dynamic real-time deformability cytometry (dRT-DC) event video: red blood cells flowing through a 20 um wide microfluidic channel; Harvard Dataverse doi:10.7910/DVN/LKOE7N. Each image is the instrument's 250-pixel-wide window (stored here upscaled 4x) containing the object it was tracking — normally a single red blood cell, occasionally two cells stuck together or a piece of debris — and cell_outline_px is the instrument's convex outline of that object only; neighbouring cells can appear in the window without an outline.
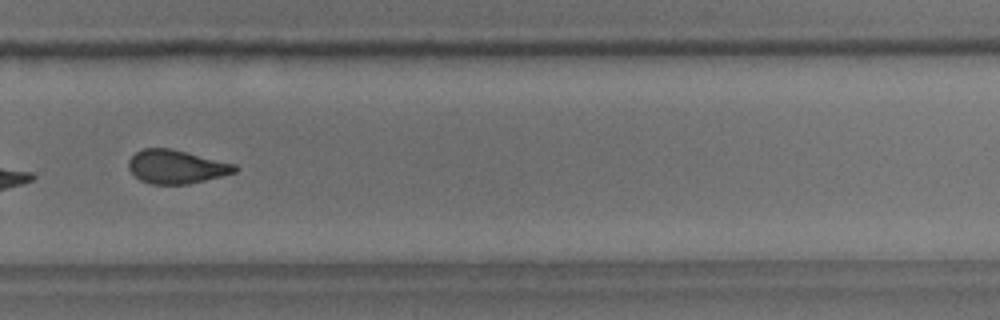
{"species": "common noctule bat (a hibernating species)", "species_latin": "Nyctalus noctula", "temperature_condition": "room temperature", "stored_images_in_passage": 15, "camera_frame_rate_fps": 3000, "um_per_image_px": 0.085, "animal": {"sex": "male", "body_mass_g": 18.8}, "frame": {"image": 1, "passage_image": 11, "time_ms": 12.333, "image_size_px": [1000, 320], "cell_outline_px": [[240, 168], [236, 172], [188, 184], [152, 184], [140, 180], [128, 168], [128, 160], [136, 152], [144, 148], [172, 148], [236, 164]], "centroid_in_image_um": [15.0, 14.16], "position_along_channel_um": 314.8, "area_um2": 20.81}, "authors_computed_cell_mechanics": {"area_um2": 22.3108, "velocity_mm_per_s": 3.7303, "shape_relaxation_time_tau1_ms": 6.9503, "shape_relaxation_time_tau2_ms": null, "deformation_change_tau1": 0.1326, "deformation_change_tau2": null}}